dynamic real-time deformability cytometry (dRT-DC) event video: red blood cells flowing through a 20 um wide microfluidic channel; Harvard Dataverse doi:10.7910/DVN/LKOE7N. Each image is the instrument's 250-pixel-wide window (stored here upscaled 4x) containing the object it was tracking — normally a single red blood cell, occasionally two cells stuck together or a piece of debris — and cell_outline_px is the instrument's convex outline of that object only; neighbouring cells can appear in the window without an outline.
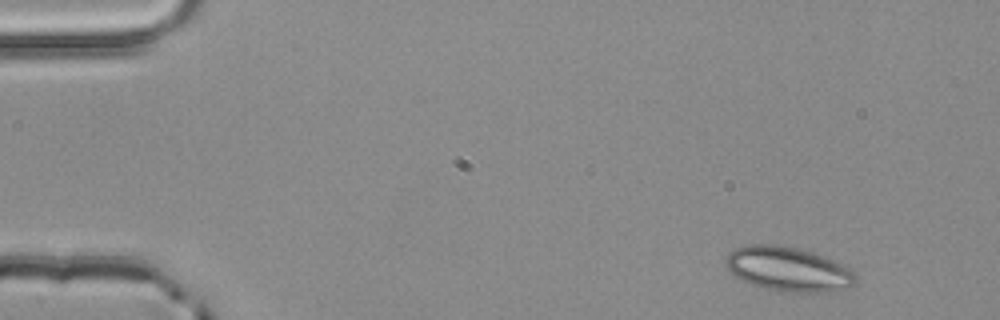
{"species": "common noctule bat (a hibernating species)", "species_latin": "Nyctalus noctula", "temperature_condition": "room temperature", "stored_images_in_passage": 2, "camera_frame_rate_fps": 3000, "um_per_image_px": 0.085, "animal": {"sex": "male", "body_mass_g": 20.4}, "frame": {"image": 1, "passage_image": 2, "time_ms": 0.333, "image_size_px": [1000, 320], "cell_outline_px": [[856, 280], [848, 288], [840, 292], [788, 292], [764, 288], [740, 280], [724, 264], [724, 260], [728, 252], [736, 248], [748, 244], [776, 244], [796, 248], [812, 252], [824, 256], [840, 264], [852, 272], [856, 276]], "centroid_in_image_um": [66.97, 22.88], "position_along_channel_um": 18.0, "area_um2": 33.64}}